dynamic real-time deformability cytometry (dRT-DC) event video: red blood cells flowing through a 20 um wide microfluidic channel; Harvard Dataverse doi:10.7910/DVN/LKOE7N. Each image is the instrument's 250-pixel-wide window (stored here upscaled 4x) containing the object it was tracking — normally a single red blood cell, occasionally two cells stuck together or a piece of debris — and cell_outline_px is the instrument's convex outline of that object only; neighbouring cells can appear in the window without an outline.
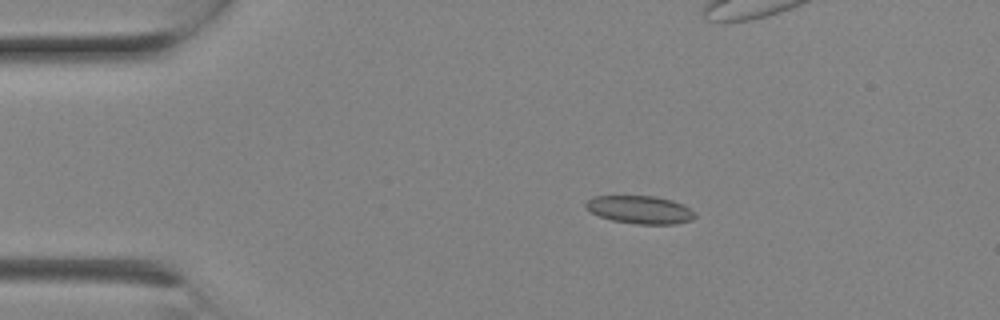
{"species": "Egyptian fruit bat (a non-hibernating species)", "species_latin": "Rousettus aegyptiacus", "temperature_condition": "room temperature", "stored_images_in_passage": 6, "camera_frame_rate_fps": 3000, "um_per_image_px": 0.085, "animal": {"sex": "female"}, "frame": {"image": 1, "passage_image": 3, "time_ms": 0.667, "image_size_px": [1000, 320], "cell_outline_px": [[696, 216], [692, 220], [676, 224], [636, 224], [612, 220], [600, 216], [592, 212], [584, 204], [592, 196], [656, 196], [672, 200], [684, 204]], "centroid_in_image_um": [54.41, 17.82], "position_along_channel_um": 30.6, "area_um2": 17.69}}